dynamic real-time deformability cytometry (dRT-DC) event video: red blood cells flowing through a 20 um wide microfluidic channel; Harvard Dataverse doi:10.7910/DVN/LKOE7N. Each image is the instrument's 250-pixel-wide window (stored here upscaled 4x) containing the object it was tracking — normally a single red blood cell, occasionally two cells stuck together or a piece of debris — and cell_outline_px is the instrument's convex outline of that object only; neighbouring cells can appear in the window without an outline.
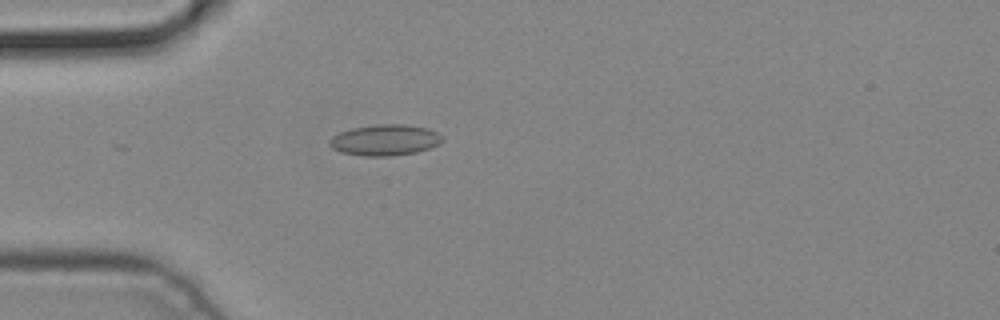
{"species": "common noctule bat (a hibernating species)", "species_latin": "Nyctalus noctula", "temperature_condition": "cold", "stored_images_in_passage": 4, "camera_frame_rate_fps": 3000, "um_per_image_px": 0.085, "animal": {"sex": "male", "body_mass_g": 19.2, "forearm_length_mm": 51.8}, "frame": {"image": 1, "passage_image": 4, "time_ms": 1.0, "image_size_px": [1000, 320], "cell_outline_px": [[444, 140], [440, 144], [416, 152], [392, 156], [364, 156], [340, 152], [332, 148], [328, 144], [328, 140], [332, 136], [340, 132], [352, 128], [376, 124], [408, 124], [428, 128], [436, 132]], "centroid_in_image_um": [32.7, 11.9], "position_along_channel_um": 52.3, "area_um2": 20.52}}